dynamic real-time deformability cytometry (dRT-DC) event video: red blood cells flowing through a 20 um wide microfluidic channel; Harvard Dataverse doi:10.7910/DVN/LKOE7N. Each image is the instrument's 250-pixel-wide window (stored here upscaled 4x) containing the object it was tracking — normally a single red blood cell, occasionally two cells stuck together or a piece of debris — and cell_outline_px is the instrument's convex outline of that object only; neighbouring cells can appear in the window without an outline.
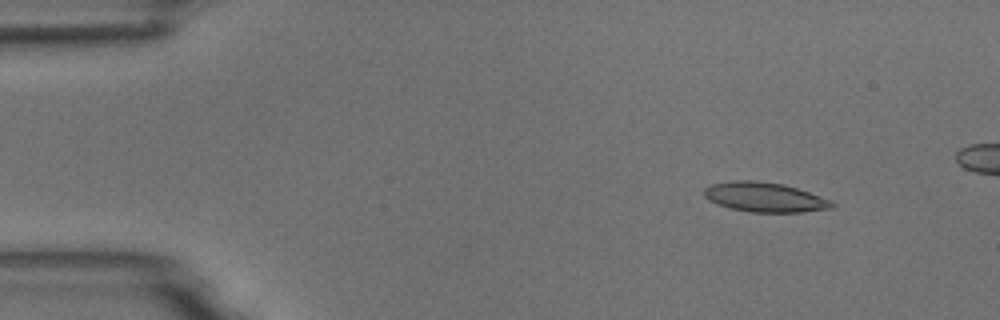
{"species": "common noctule bat (a hibernating species)", "species_latin": "Nyctalus noctula", "temperature_condition": "room temperature", "stored_images_in_passage": 6, "camera_frame_rate_fps": 3000, "um_per_image_px": 0.085, "animal": {"sex": "male", "body_mass_g": 18.8}, "frame": {"image": 1, "passage_image": 2, "time_ms": 1.0, "image_size_px": [1000, 320], "cell_outline_px": [[836, 204], [832, 208], [804, 212], [752, 212], [732, 208], [716, 204], [708, 200], [704, 196], [704, 188], [712, 184], [732, 180], [756, 180], [784, 184], [832, 200]], "centroid_in_image_um": [65.0, 16.75], "position_along_channel_um": 20.0, "area_um2": 22.14}}